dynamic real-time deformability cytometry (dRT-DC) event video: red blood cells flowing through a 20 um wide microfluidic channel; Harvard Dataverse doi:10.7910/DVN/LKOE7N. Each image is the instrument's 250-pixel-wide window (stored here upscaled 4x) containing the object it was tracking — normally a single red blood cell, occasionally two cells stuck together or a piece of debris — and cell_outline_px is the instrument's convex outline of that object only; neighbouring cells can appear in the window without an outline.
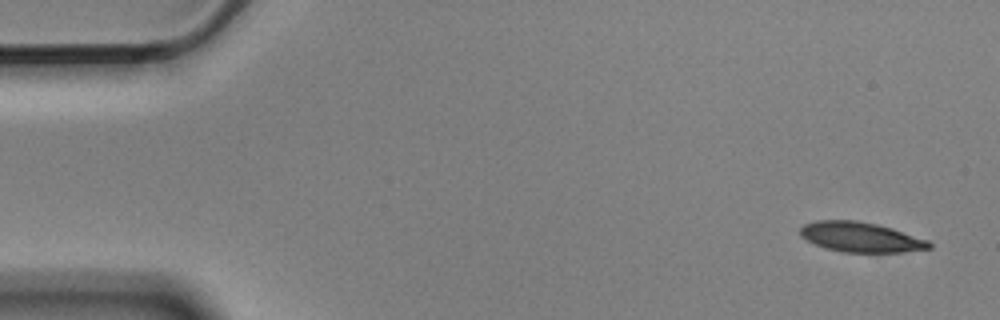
{"species": "Egyptian fruit bat (a non-hibernating species)", "species_latin": "Rousettus aegyptiacus", "temperature_condition": "cold", "stored_images_in_passage": 4, "camera_frame_rate_fps": 3000, "um_per_image_px": 0.085, "animal": {"sex": "male"}, "frame": {"image": 1, "passage_image": 1, "time_ms": 0.0, "image_size_px": [1000, 320], "cell_outline_px": [[932, 248], [900, 252], [844, 252], [828, 248], [816, 244], [800, 236], [800, 228], [804, 224], [816, 220], [856, 220], [876, 224], [892, 228], [928, 240], [932, 244]], "centroid_in_image_um": [73.17, 20.14], "position_along_channel_um": 11.8, "area_um2": 22.31}}
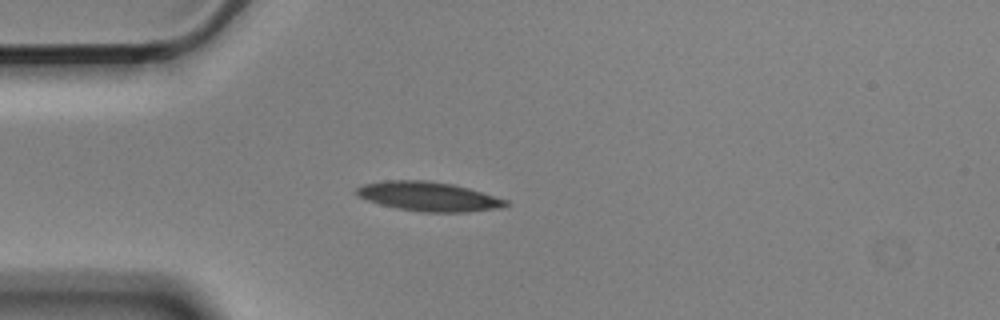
{"frame": {"image": 2, "passage_image": 4, "time_ms": 1.0, "image_size_px": [1000, 320], "cell_outline_px": [[508, 204], [496, 208], [468, 212], [420, 212], [380, 204], [356, 196], [356, 188], [360, 184], [384, 180], [428, 180], [452, 184], [468, 188], [508, 200]], "centroid_in_image_um": [36.37, 16.69], "position_along_channel_um": 48.6, "area_um2": 25.37}}